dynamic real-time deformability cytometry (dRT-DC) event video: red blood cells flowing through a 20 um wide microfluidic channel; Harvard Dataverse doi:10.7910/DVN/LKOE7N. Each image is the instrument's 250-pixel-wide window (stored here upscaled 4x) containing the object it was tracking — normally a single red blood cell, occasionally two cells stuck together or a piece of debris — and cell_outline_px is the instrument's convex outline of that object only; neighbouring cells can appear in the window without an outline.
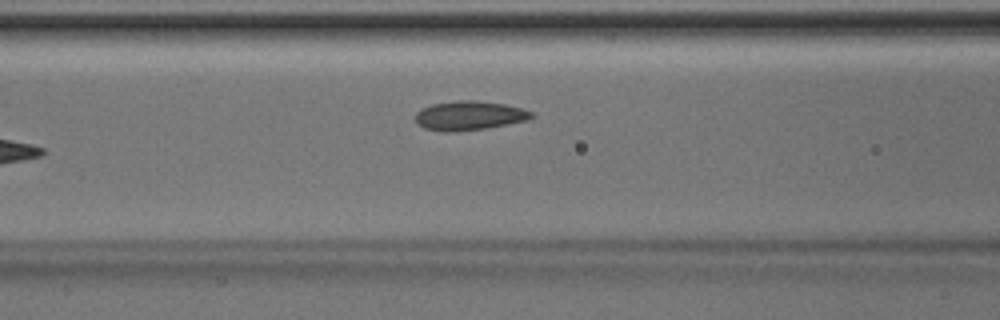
{"species": "Egyptian fruit bat (a non-hibernating species)", "species_latin": "Rousettus aegyptiacus", "temperature_condition": "room temperature", "stored_images_in_passage": 6, "camera_frame_rate_fps": 3000, "um_per_image_px": 0.085, "animal": {"sex": "male"}, "frame": {"image": 1, "passage_image": 6, "time_ms": 1.667, "image_size_px": [1000, 320], "cell_outline_px": [[536, 116], [528, 120], [484, 128], [448, 132], [444, 132], [424, 128], [416, 120], [416, 112], [420, 108], [432, 104], [456, 100], [476, 100], [504, 104], [520, 108], [532, 112]], "centroid_in_image_um": [39.88, 9.81], "position_along_channel_um": 126.7, "area_um2": 19.59}}